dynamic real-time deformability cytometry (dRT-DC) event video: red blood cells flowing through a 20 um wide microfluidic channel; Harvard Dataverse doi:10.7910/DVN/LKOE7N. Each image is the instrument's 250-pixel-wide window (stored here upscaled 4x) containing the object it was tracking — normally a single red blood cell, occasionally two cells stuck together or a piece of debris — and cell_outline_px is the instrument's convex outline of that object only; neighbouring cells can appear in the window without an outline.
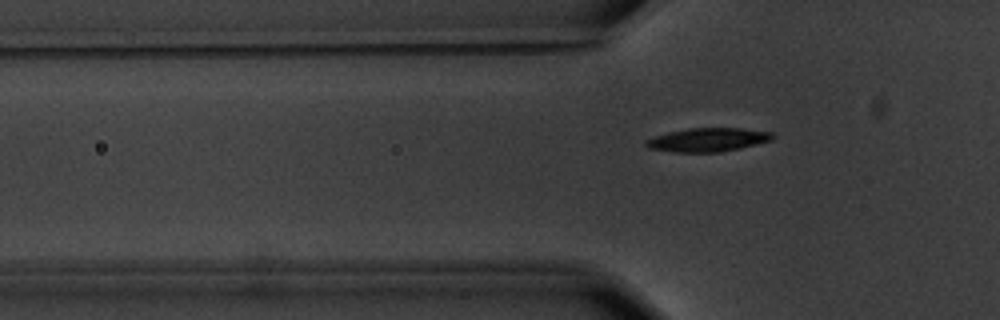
{"species": "common noctule bat (a hibernating species)", "species_latin": "Nyctalus noctula", "temperature_condition": "warm", "stored_images_in_passage": 3, "segment_of_instrument_passage": [2, 2], "camera_frame_rate_fps": 3000, "um_per_image_px": 0.085, "animal": {"sex": "male", "body_mass_g": 20.1, "forearm_length_mm": 53.5}, "frame": {"image": 1, "passage_image": 3, "time_ms": 2.333, "image_size_px": [1000, 320], "cell_outline_px": [[776, 136], [772, 140], [740, 148], [720, 152], [672, 152], [648, 148], [644, 144], [644, 140], [668, 132], [688, 128], [740, 128], [772, 132]], "centroid_in_image_um": [60.16, 11.88], "position_along_channel_um": 65.6, "area_um2": 17.51}}